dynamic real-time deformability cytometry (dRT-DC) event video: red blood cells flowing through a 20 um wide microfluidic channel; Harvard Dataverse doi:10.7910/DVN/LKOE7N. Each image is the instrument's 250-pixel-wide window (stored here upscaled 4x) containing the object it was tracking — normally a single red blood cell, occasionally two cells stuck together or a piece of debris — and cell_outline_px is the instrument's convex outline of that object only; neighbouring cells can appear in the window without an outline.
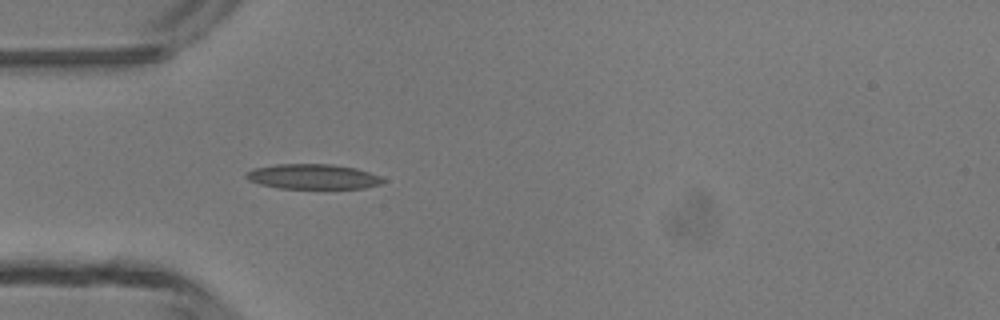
{"species": "common noctule bat (a hibernating species)", "species_latin": "Nyctalus noctula", "temperature_condition": "room temperature", "stored_images_in_passage": 4, "camera_frame_rate_fps": 3000, "um_per_image_px": 0.085, "animal": {"sex": "male", "body_mass_g": 13.3}, "frame": {"image": 1, "passage_image": 4, "time_ms": 4.333, "image_size_px": [1000, 320], "cell_outline_px": [[388, 180], [380, 184], [364, 188], [276, 188], [260, 184], [248, 180], [244, 176], [244, 172], [256, 168], [276, 164], [332, 164], [356, 168], [380, 176]], "centroid_in_image_um": [26.59, 15.01], "position_along_channel_um": 58.4, "area_um2": 20.0}}